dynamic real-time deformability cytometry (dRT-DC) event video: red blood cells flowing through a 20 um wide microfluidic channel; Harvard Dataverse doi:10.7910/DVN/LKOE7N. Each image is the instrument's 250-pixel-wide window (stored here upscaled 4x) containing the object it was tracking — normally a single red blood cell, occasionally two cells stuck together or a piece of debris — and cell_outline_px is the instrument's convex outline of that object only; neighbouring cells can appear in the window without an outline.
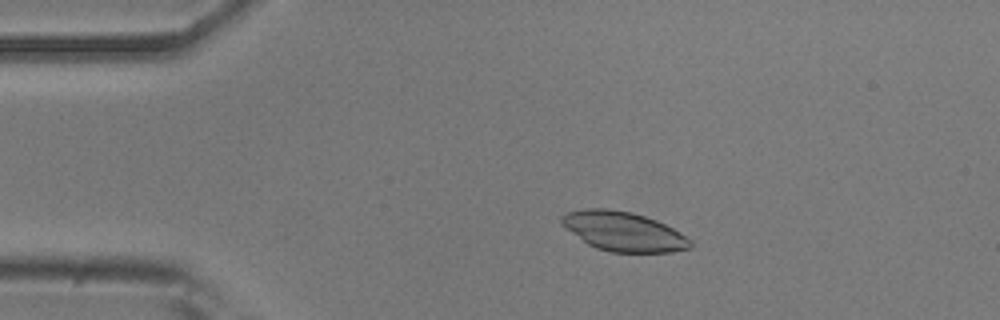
{"species": "common noctule bat (a hibernating species)", "species_latin": "Nyctalus noctula", "temperature_condition": "room temperature", "stored_images_in_passage": 42, "camera_frame_rate_fps": 3000, "um_per_image_px": 0.085, "animal": {"sex": "male", "body_mass_g": 20.5, "forearm_length_mm": 52.5}, "frame": {"image": 1, "passage_image": 1, "time_ms": 0.0, "image_size_px": [1000, 320], "cell_outline_px": [[692, 248], [672, 252], [612, 252], [596, 248], [588, 244], [572, 232], [560, 220], [560, 216], [564, 212], [588, 208], [608, 208], [632, 212], [656, 220], [672, 228], [692, 240]], "centroid_in_image_um": [53.01, 19.67], "position_along_channel_um": 32.0, "area_um2": 29.36}}
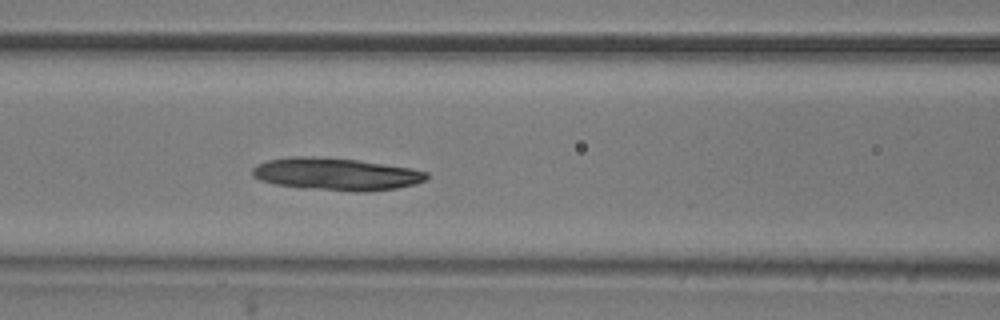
{"frame": {"image": 2, "passage_image": 13, "time_ms": 4.0, "image_size_px": [1000, 320], "cell_outline_px": [[428, 176], [424, 180], [416, 184], [396, 188], [368, 192], [356, 192], [300, 188], [276, 184], [260, 180], [252, 176], [252, 168], [256, 164], [268, 160], [292, 156], [312, 156], [360, 160], [412, 168], [428, 172]], "centroid_in_image_um": [28.57, 14.8], "position_along_channel_um": 138.0, "area_um2": 33.23}}
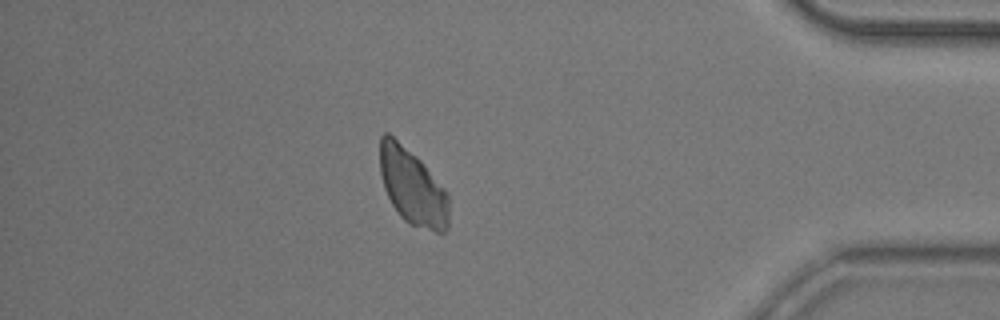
{"frame": {"image": 3, "passage_image": 37, "time_ms": 12.0, "image_size_px": [1000, 320], "cell_outline_px": [[448, 228], [444, 232], [436, 232], [408, 224], [400, 216], [392, 204], [384, 188], [380, 172], [380, 136], [384, 132], [388, 132], [416, 156], [424, 164], [448, 192]], "centroid_in_image_um": [35.06, 15.89], "position_along_channel_um": 400.1, "area_um2": 30.63}}